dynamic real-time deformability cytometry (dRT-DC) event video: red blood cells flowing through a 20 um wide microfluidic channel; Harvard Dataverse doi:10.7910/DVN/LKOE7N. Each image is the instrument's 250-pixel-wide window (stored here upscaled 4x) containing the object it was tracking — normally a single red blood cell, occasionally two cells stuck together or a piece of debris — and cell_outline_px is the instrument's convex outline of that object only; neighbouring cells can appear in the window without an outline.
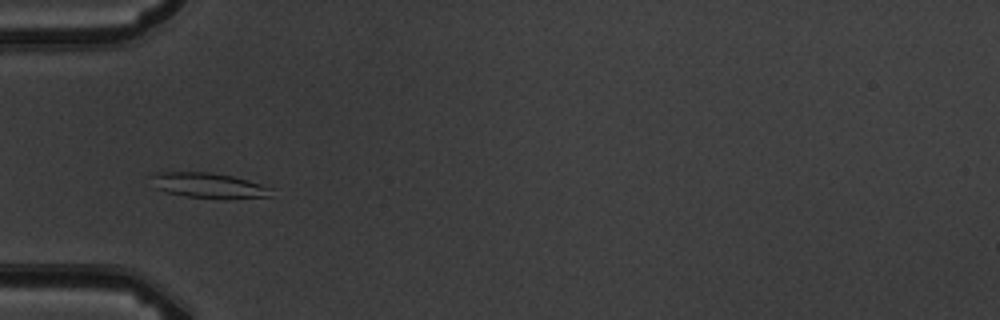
{"species": "common noctule bat (a hibernating species)", "species_latin": "Nyctalus noctula", "temperature_condition": "warm", "stored_images_in_passage": 6, "camera_frame_rate_fps": 3000, "um_per_image_px": 0.085, "animal": {"sex": "male", "body_mass_g": 19.5, "forearm_length_mm": 54.6}, "frame": {"image": 1, "passage_image": 4, "time_ms": 3.333, "image_size_px": [1000, 320], "cell_outline_px": [[276, 188], [272, 196], [184, 196], [164, 192], [156, 188], [148, 176], [156, 172], [212, 172], [232, 176], [248, 180]], "centroid_in_image_um": [17.67, 15.71], "position_along_channel_um": 67.3, "area_um2": 17.11}}
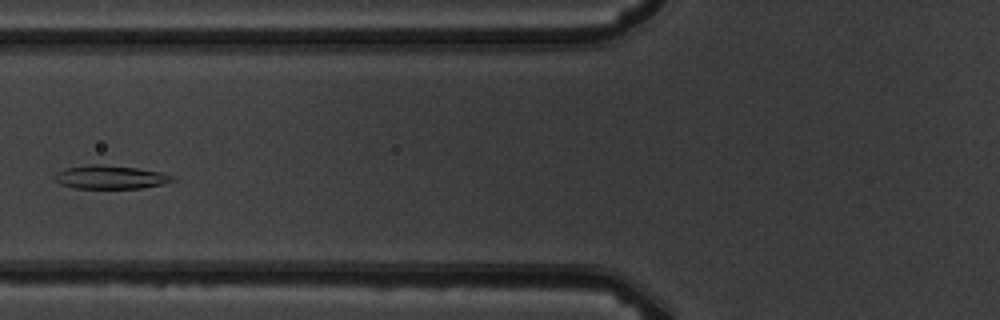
{"frame": {"image": 2, "passage_image": 5, "time_ms": 4.667, "image_size_px": [1000, 320], "cell_outline_px": [[176, 180], [164, 184], [140, 188], [72, 188], [60, 184], [52, 176], [56, 172], [64, 168], [92, 164], [100, 164], [136, 168], [160, 172], [176, 176]], "centroid_in_image_um": [9.37, 15.06], "position_along_channel_um": 116.4, "area_um2": 16.24}}
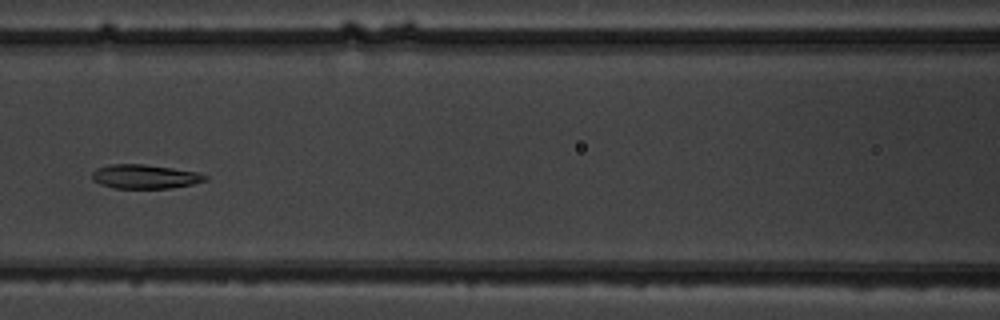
{"frame": {"image": 3, "passage_image": 6, "time_ms": 5.667, "image_size_px": [1000, 320], "cell_outline_px": [[208, 180], [192, 184], [168, 188], [112, 188], [100, 184], [92, 180], [92, 172], [96, 168], [108, 164], [144, 164], [172, 168], [196, 172], [208, 176]], "centroid_in_image_um": [12.27, 15.0], "position_along_channel_um": 154.3, "area_um2": 15.9}}